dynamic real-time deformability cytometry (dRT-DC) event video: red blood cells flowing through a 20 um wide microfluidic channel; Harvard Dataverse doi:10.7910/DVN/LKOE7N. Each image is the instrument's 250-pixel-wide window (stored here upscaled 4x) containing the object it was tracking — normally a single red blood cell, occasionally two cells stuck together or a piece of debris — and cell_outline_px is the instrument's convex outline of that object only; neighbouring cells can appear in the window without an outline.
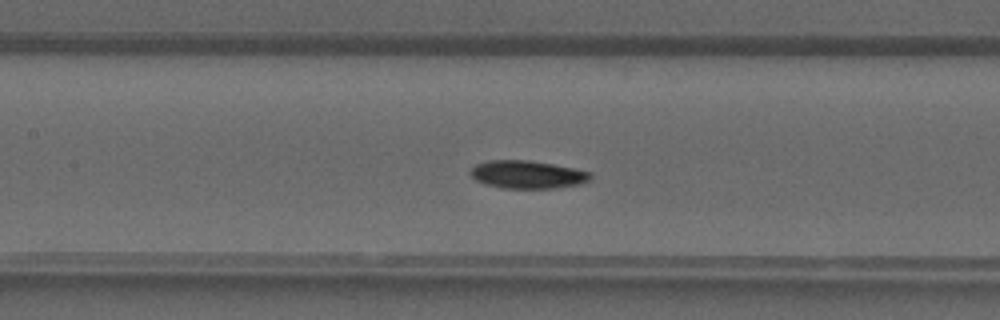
{"species": "common noctule bat (a hibernating species)", "species_latin": "Nyctalus noctula", "temperature_condition": "warm", "stored_images_in_passage": 40, "camera_frame_rate_fps": 3000, "um_per_image_px": 0.085, "animal": {"sex": "male", "forearm_length_mm": 52.5}, "frame": {"image": 1, "passage_image": 17, "time_ms": 5.333, "image_size_px": [1000, 320], "cell_outline_px": [[592, 176], [588, 180], [580, 184], [556, 188], [504, 188], [484, 184], [476, 180], [468, 172], [476, 164], [488, 160], [528, 160], [552, 164], [592, 172]], "centroid_in_image_um": [44.81, 14.83], "position_along_channel_um": 162.6, "area_um2": 19.48}}
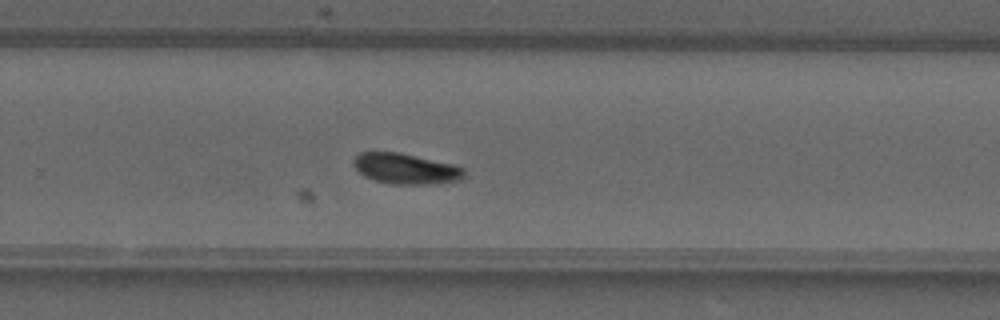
{"frame": {"image": 2, "passage_image": 25, "time_ms": 8.0, "image_size_px": [1000, 320], "cell_outline_px": [[464, 176], [460, 180], [440, 184], [392, 184], [372, 180], [364, 176], [352, 164], [352, 160], [360, 152], [400, 152], [452, 164], [464, 168]], "centroid_in_image_um": [34.48, 14.35], "position_along_channel_um": 295.3, "area_um2": 19.88}}
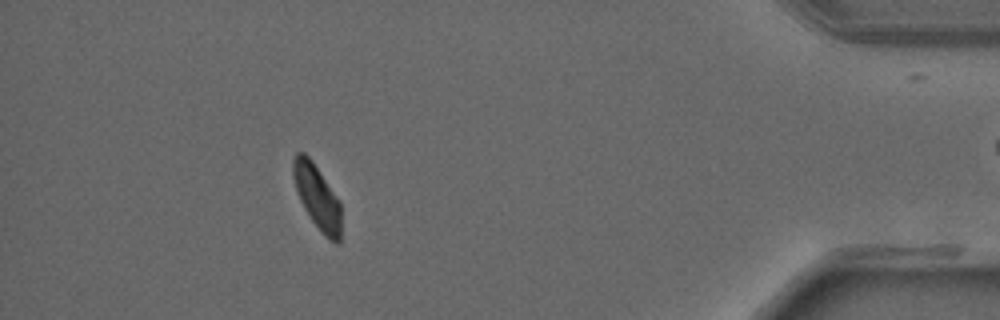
{"frame": {"image": 3, "passage_image": 35, "time_ms": 11.333, "image_size_px": [1000, 320], "cell_outline_px": [[340, 244], [336, 244], [324, 236], [312, 220], [304, 208], [300, 200], [292, 176], [292, 160], [296, 152], [304, 152], [312, 160], [340, 200]], "centroid_in_image_um": [26.95, 16.72], "position_along_channel_um": 408.2, "area_um2": 18.03}}